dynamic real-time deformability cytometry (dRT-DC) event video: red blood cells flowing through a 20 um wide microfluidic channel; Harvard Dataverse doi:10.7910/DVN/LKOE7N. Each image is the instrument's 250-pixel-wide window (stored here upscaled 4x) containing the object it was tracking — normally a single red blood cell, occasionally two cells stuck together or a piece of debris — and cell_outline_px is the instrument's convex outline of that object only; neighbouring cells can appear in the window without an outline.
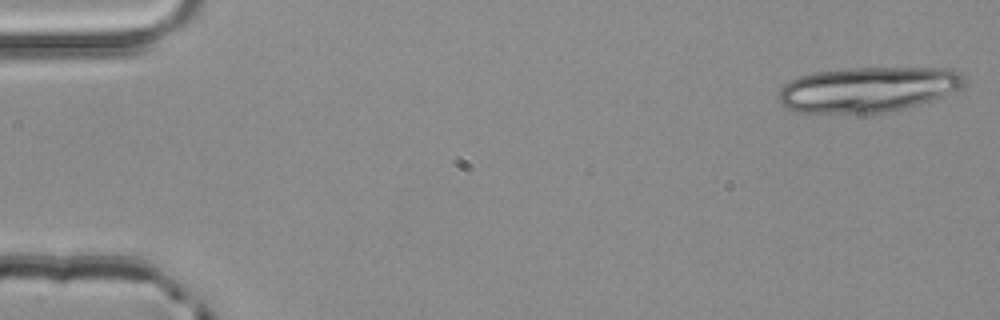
{"species": "common noctule bat (a hibernating species)", "species_latin": "Nyctalus noctula", "temperature_condition": "room temperature", "stored_images_in_passage": 4, "camera_frame_rate_fps": 3000, "um_per_image_px": 0.085, "animal": {"sex": "male", "body_mass_g": 20.4}, "frame": {"image": 1, "passage_image": 1, "time_ms": 0.0, "image_size_px": [1000, 320], "cell_outline_px": [[968, 84], [944, 96], [920, 104], [888, 112], [796, 112], [784, 108], [780, 104], [780, 88], [788, 80], [800, 76], [816, 72], [848, 68], [952, 68], [960, 72], [964, 76]], "centroid_in_image_um": [73.81, 7.59], "position_along_channel_um": 11.2, "area_um2": 49.01}}